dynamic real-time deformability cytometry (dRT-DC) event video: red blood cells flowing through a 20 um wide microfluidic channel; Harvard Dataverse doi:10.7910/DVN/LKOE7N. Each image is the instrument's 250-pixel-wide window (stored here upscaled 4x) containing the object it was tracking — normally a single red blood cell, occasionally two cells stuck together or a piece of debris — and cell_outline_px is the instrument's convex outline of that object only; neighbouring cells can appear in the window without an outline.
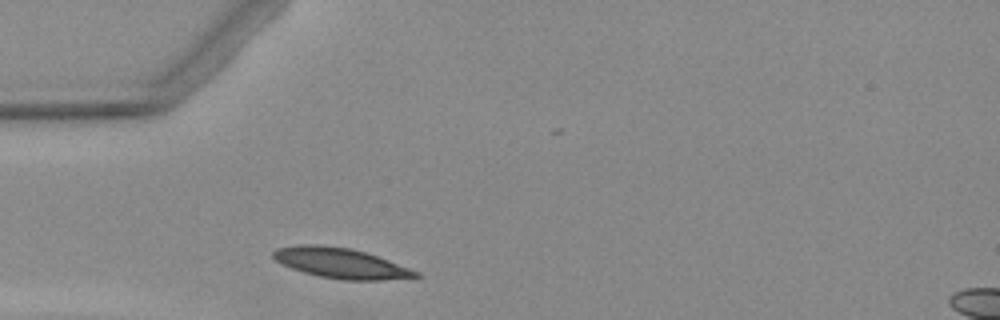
{"species": "Egyptian fruit bat (a non-hibernating species)", "species_latin": "Rousettus aegyptiacus", "temperature_condition": "warm", "stored_images_in_passage": 1, "camera_frame_rate_fps": 3000, "um_per_image_px": 0.085, "animal": {"sex": "female"}, "frame": {"image": 1, "passage_image": 1, "time_ms": 0.0, "image_size_px": [1000, 320], "cell_outline_px": [[424, 276], [384, 280], [340, 280], [320, 276], [304, 272], [292, 268], [276, 260], [272, 256], [272, 252], [276, 248], [296, 244], [320, 244], [348, 248], [364, 252], [388, 260], [420, 272]], "centroid_in_image_um": [28.96, 22.36], "position_along_channel_um": 56.0, "area_um2": 25.03}}